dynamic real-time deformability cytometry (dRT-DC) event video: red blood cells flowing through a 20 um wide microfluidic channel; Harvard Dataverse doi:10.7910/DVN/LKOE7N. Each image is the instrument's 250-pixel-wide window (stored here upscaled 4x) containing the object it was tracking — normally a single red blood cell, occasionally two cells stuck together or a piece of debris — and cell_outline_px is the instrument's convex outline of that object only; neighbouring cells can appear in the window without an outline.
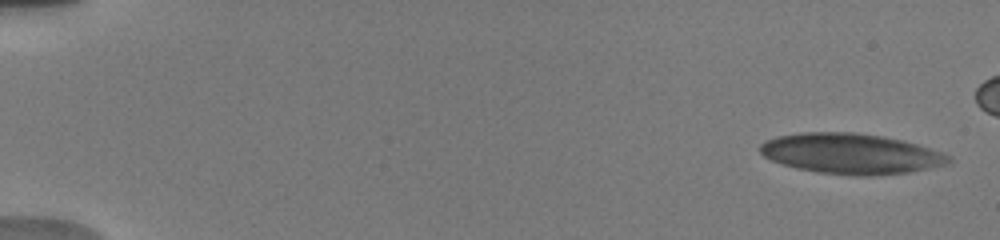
{"species": "human", "species_latin": "Homo sapiens", "temperature_condition": "warm", "stored_images_in_passage": 9, "camera_frame_rate_fps": 3000, "um_per_image_px": 0.085, "donor": {"sex": "male"}, "frame": {"image": 1, "passage_image": 1, "time_ms": 0.0, "image_size_px": [1000, 240], "cell_outline_px": [[952, 160], [948, 164], [912, 172], [872, 176], [852, 176], [816, 172], [796, 168], [780, 164], [764, 156], [760, 152], [760, 144], [764, 140], [776, 136], [800, 132], [856, 132], [904, 140], [952, 156]], "centroid_in_image_um": [72.31, 13.07], "position_along_channel_um": 12.7, "area_um2": 44.85}}
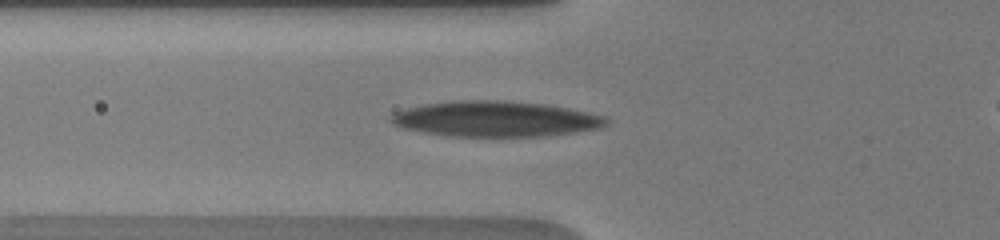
{"frame": {"image": 2, "passage_image": 9, "time_ms": 6.0, "image_size_px": [1000, 240], "cell_outline_px": [[612, 120], [608, 124], [600, 128], [544, 136], [444, 136], [404, 128], [392, 124], [388, 120], [388, 116], [392, 112], [404, 108], [424, 104], [452, 100], [504, 100], [540, 104], [588, 112], [604, 116]], "centroid_in_image_um": [42.04, 10.1], "position_along_channel_um": 83.8, "area_um2": 44.74}}